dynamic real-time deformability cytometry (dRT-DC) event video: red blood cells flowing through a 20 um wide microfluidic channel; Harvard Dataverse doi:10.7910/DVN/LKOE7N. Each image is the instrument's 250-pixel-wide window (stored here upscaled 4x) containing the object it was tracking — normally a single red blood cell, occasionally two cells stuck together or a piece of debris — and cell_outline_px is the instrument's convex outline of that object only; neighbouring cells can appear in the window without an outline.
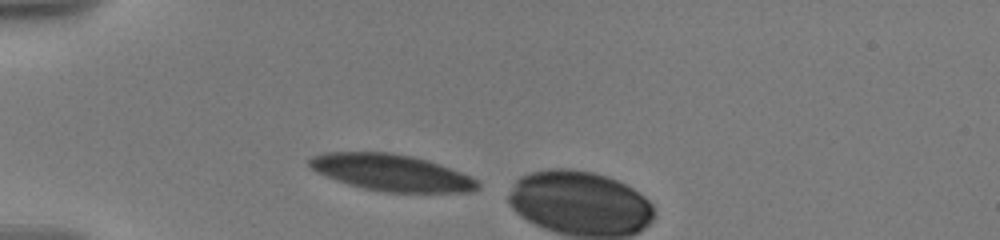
{"species": "human", "species_latin": "Homo sapiens", "temperature_condition": "warm", "stored_images_in_passage": 4, "camera_frame_rate_fps": 3000, "um_per_image_px": 0.085, "donor": {"sex": "male"}, "frame": {"image": 1, "passage_image": 1, "time_ms": 0.0, "image_size_px": [1000, 240], "cell_outline_px": [[480, 188], [472, 192], [388, 192], [364, 188], [316, 172], [308, 164], [308, 160], [312, 156], [324, 152], [388, 152], [412, 156], [428, 160], [440, 164], [472, 176], [480, 180]], "centroid_in_image_um": [33.35, 14.66], "position_along_channel_um": 51.6, "area_um2": 35.78}}